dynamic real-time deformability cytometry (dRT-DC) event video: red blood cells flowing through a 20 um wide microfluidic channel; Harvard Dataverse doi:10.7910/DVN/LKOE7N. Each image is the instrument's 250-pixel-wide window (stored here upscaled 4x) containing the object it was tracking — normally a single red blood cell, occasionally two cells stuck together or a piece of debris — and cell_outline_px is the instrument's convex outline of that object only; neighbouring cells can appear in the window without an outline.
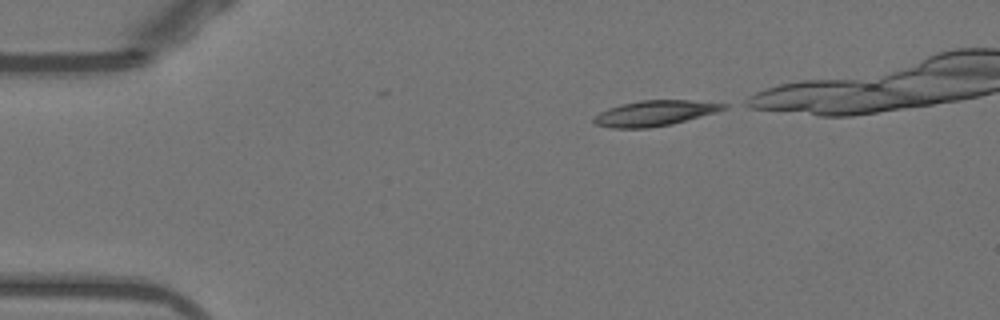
{"species": "Egyptian fruit bat (a non-hibernating species)", "species_latin": "Rousettus aegyptiacus", "temperature_condition": "warm", "stored_images_in_passage": 15, "camera_frame_rate_fps": 3000, "um_per_image_px": 0.085, "animal": {"sex": "female"}, "frame": {"image": 1, "passage_image": 1, "time_ms": 0.0, "image_size_px": [1000, 320], "cell_outline_px": [[728, 108], [716, 112], [672, 124], [648, 128], [612, 128], [596, 124], [592, 120], [600, 112], [608, 108], [620, 104], [640, 100], [688, 100], [728, 104]], "centroid_in_image_um": [55.65, 9.62], "position_along_channel_um": 29.3, "area_um2": 19.13}}
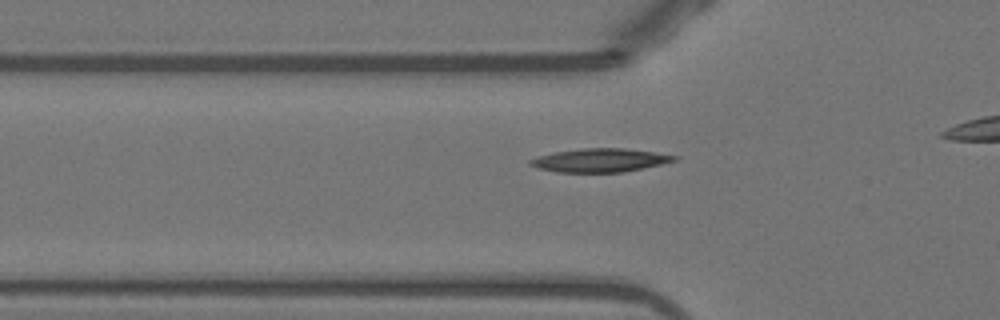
{"frame": {"image": 2, "passage_image": 9, "time_ms": 2.667, "image_size_px": [1000, 320], "cell_outline_px": [[680, 156], [676, 160], [660, 164], [620, 172], [556, 172], [536, 168], [528, 164], [528, 160], [540, 156], [556, 152], [580, 148], [624, 148]], "centroid_in_image_um": [50.95, 13.62], "position_along_channel_um": 74.9, "area_um2": 19.48}}
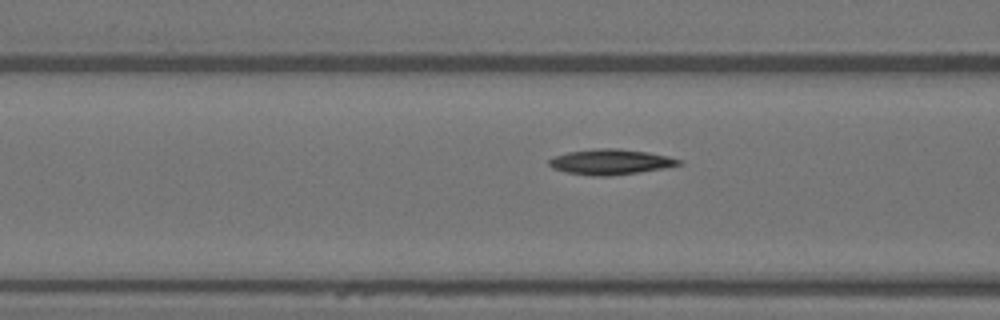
{"frame": {"image": 3, "passage_image": 12, "time_ms": 3.667, "image_size_px": [1000, 320], "cell_outline_px": [[684, 164], [664, 168], [640, 172], [608, 176], [592, 176], [564, 172], [552, 168], [548, 164], [548, 160], [552, 156], [568, 152], [596, 148], [616, 148], [648, 152], [668, 156], [684, 160]], "centroid_in_image_um": [51.9, 13.76], "position_along_channel_um": 114.7, "area_um2": 19.48}}